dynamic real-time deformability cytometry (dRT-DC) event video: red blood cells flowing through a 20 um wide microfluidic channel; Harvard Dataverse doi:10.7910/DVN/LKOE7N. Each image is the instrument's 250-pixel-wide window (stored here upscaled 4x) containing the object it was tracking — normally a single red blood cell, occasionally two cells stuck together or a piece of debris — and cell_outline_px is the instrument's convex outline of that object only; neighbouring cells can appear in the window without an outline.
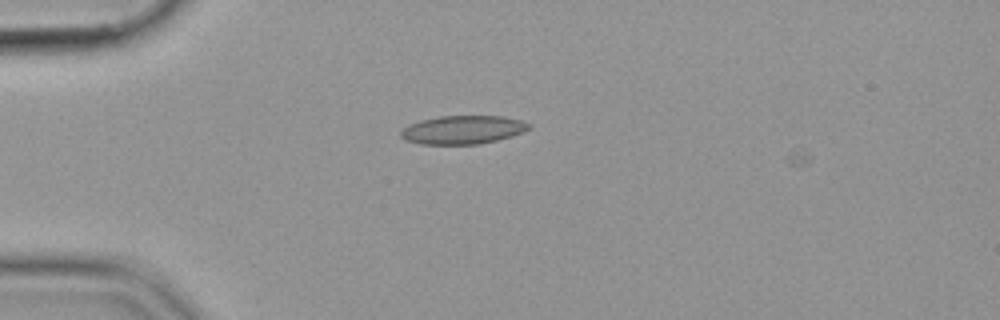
{"species": "common noctule bat (a hibernating species)", "species_latin": "Nyctalus noctula", "temperature_condition": "cold", "stored_images_in_passage": 5, "camera_frame_rate_fps": 3000, "um_per_image_px": 0.085, "animal": {"sex": "female", "body_mass_g": 19.9}, "frame": {"image": 1, "passage_image": 4, "time_ms": 1.0, "image_size_px": [1000, 320], "cell_outline_px": [[532, 128], [524, 132], [512, 136], [480, 144], [420, 144], [404, 140], [400, 136], [400, 132], [408, 124], [420, 120], [440, 116], [504, 116], [520, 120], [532, 124]], "centroid_in_image_um": [39.35, 11.03], "position_along_channel_um": 45.6, "area_um2": 21.44}}